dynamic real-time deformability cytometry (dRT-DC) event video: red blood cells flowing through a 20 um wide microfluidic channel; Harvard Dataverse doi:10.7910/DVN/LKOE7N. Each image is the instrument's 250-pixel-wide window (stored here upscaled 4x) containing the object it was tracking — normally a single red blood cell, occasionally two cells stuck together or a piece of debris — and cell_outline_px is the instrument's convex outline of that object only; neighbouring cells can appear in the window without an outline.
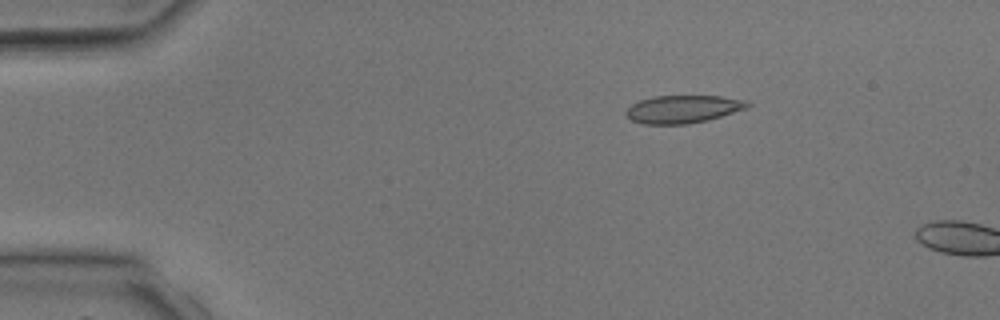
{"species": "common noctule bat (a hibernating species)", "species_latin": "Nyctalus noctula", "temperature_condition": "room temperature", "stored_images_in_passage": 3, "camera_frame_rate_fps": 3000, "um_per_image_px": 0.085, "animal": {"sex": "male", "body_mass_g": 17.9, "forearm_length_mm": 54.2}, "frame": {"image": 1, "passage_image": 2, "time_ms": 1.333, "image_size_px": [1000, 320], "cell_outline_px": [[752, 104], [748, 108], [708, 120], [688, 124], [644, 124], [632, 120], [624, 116], [624, 112], [632, 104], [640, 100], [652, 96], [720, 96], [748, 100]], "centroid_in_image_um": [58.07, 9.27], "position_along_channel_um": 26.9, "area_um2": 19.88}}